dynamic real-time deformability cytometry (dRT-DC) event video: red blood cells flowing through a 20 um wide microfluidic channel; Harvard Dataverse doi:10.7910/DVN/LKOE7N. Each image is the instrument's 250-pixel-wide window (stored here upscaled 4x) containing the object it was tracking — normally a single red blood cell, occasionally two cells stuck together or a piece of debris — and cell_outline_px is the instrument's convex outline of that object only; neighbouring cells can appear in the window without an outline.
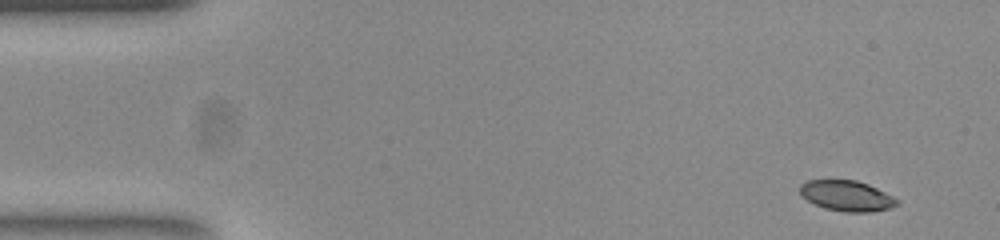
{"species": "common noctule bat (a hibernating species)", "species_latin": "Nyctalus noctula", "temperature_condition": "room temperature", "stored_images_in_passage": 50, "camera_frame_rate_fps": 3000, "um_per_image_px": 0.085, "animal": {"sex": "female", "body_mass_g": 23.0, "forearm_length_mm": 53.4}, "frame": {"image": 1, "passage_image": 1, "time_ms": 0.0, "image_size_px": [1000, 240], "cell_outline_px": [[900, 204], [892, 208], [868, 212], [844, 212], [824, 208], [808, 200], [800, 192], [800, 184], [808, 180], [856, 180], [868, 184], [900, 200]], "centroid_in_image_um": [72.01, 16.65], "position_along_channel_um": 13.0, "area_um2": 17.22}}
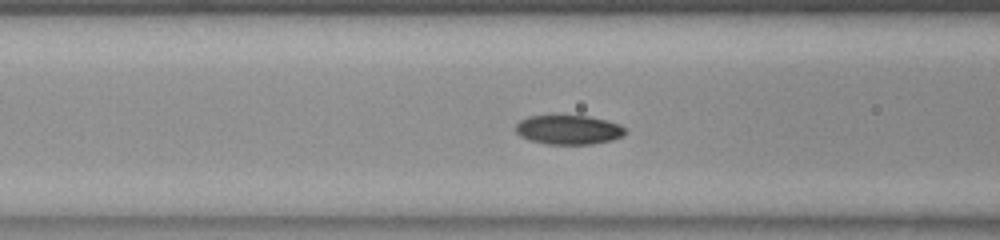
{"frame": {"image": 2, "passage_image": 18, "time_ms": 5.667, "image_size_px": [1000, 240], "cell_outline_px": [[624, 136], [612, 140], [592, 144], [544, 144], [528, 140], [520, 136], [516, 132], [516, 124], [520, 120], [528, 116], [588, 116], [620, 124], [624, 128]], "centroid_in_image_um": [48.3, 11.04], "position_along_channel_um": 118.3, "area_um2": 18.67}}
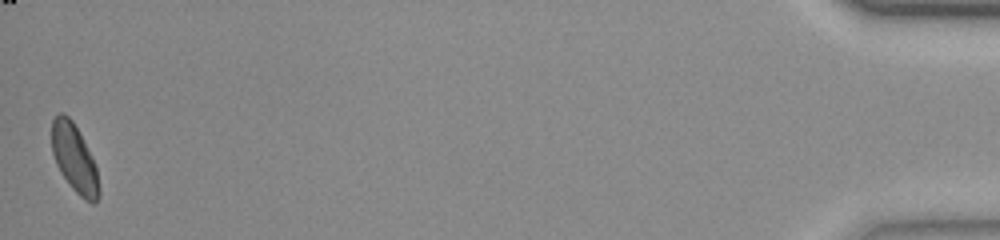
{"frame": {"image": 3, "passage_image": 50, "time_ms": 16.333, "image_size_px": [1000, 240], "cell_outline_px": [[100, 196], [92, 204], [84, 200], [72, 188], [60, 172], [56, 164], [52, 152], [52, 120], [60, 112], [64, 112], [72, 120], [92, 156], [96, 168], [100, 188]], "centroid_in_image_um": [6.33, 13.48], "position_along_channel_um": 428.9, "area_um2": 18.67}, "authors_computed_cell_mechanics": {"area_um2": 18.6694, "velocity_mm_per_s": 3.8489, "shape_relaxation_time_tau1_ms": 3.3528, "shape_relaxation_time_tau2_ms": 6.353, "deformation_change_tau1": 0.1219, "deformation_change_tau2": 0.0809}}